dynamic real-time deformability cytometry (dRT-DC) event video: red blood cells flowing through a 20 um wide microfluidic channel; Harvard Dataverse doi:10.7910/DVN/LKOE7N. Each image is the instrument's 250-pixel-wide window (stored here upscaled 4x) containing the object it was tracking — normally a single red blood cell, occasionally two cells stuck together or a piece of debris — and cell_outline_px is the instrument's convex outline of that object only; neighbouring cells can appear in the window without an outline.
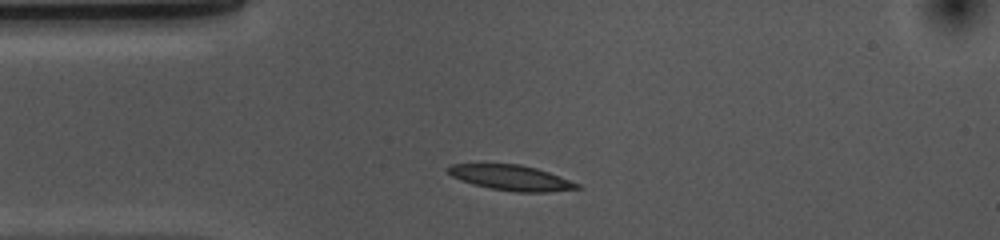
{"species": "common noctule bat (a hibernating species)", "species_latin": "Nyctalus noctula", "temperature_condition": "cold", "stored_images_in_passage": 32, "camera_frame_rate_fps": 3000, "um_per_image_px": 0.085, "animal": {"sex": "female", "body_mass_g": 10.0, "forearm_length_mm": 53.1}, "frame": {"image": 1, "passage_image": 1, "time_ms": 0.0, "image_size_px": [1000, 240], "cell_outline_px": [[584, 188], [548, 192], [516, 192], [492, 188], [472, 184], [460, 180], [452, 176], [444, 168], [452, 164], [520, 164], [536, 168], [560, 176], [580, 184]], "centroid_in_image_um": [43.46, 15.11], "position_along_channel_um": 41.5, "area_um2": 19.07}}
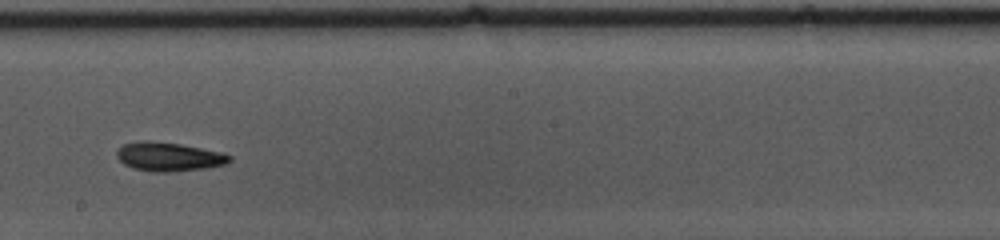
{"frame": {"image": 2, "passage_image": 18, "time_ms": 5.667, "image_size_px": [1000, 240], "cell_outline_px": [[232, 160], [224, 164], [208, 168], [168, 172], [152, 172], [132, 168], [124, 164], [116, 156], [116, 152], [124, 144], [136, 140], [152, 140], [180, 144], [224, 152], [232, 156]], "centroid_in_image_um": [14.35, 13.31], "position_along_channel_um": 233.8, "area_um2": 19.25}}
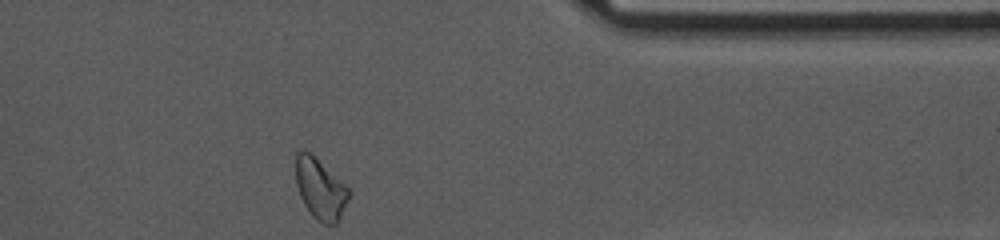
{"frame": {"image": 3, "passage_image": 32, "time_ms": 10.333, "image_size_px": [1000, 240], "cell_outline_px": [[348, 200], [340, 220], [336, 224], [324, 224], [316, 220], [312, 216], [304, 204], [300, 196], [296, 184], [296, 152], [300, 148], [304, 148], [312, 152], [348, 188]], "centroid_in_image_um": [27.19, 16.02], "position_along_channel_um": 384.2, "area_um2": 19.02}, "authors_computed_cell_mechanics": {"area_um2": 18.5827, "velocity_mm_per_s": 3.6565, "shape_relaxation_time_tau1_ms": 3.5033, "shape_relaxation_time_tau2_ms": 2.3317, "deformation_change_tau1": 0.1152, "deformation_change_tau2": 0.0773}}